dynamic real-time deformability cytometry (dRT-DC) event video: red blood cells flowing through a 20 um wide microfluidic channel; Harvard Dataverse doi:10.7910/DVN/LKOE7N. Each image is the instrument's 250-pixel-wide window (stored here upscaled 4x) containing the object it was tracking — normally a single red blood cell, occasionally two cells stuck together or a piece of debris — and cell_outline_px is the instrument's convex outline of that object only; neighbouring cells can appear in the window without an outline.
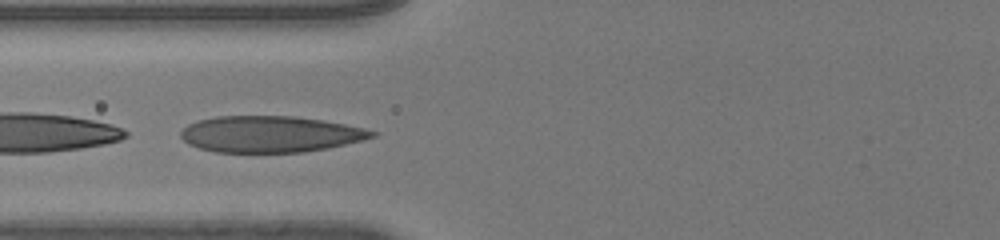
{"species": "human", "species_latin": "Homo sapiens", "temperature_condition": "room temperature", "stored_images_in_passage": 34, "camera_frame_rate_fps": 3000, "um_per_image_px": 0.085, "donor": {"sex": "male"}, "frame": {"image": 1, "passage_image": 7, "time_ms": 2.0, "image_size_px": [1000, 240], "cell_outline_px": [[376, 136], [328, 148], [304, 152], [216, 152], [200, 148], [188, 144], [180, 136], [180, 132], [188, 124], [200, 120], [216, 116], [296, 116], [344, 124], [364, 128], [376, 132]], "centroid_in_image_um": [22.94, 11.4], "position_along_channel_um": 102.9, "area_um2": 40.23}}
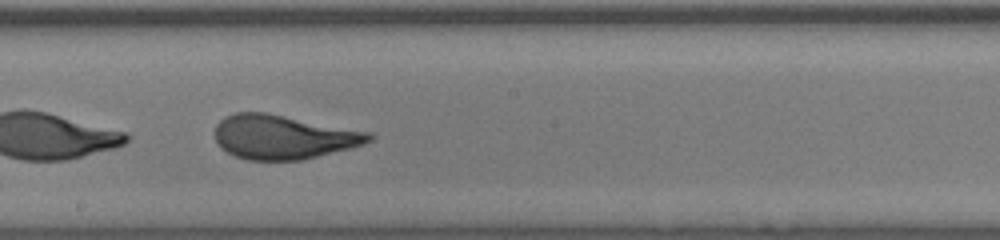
{"frame": {"image": 2, "passage_image": 16, "time_ms": 5.0, "image_size_px": [1000, 240], "cell_outline_px": [[372, 140], [364, 144], [304, 160], [248, 160], [236, 156], [228, 152], [216, 140], [216, 124], [224, 116], [236, 112], [264, 112], [372, 132]], "centroid_in_image_um": [24.1, 11.64], "position_along_channel_um": 224.1, "area_um2": 39.42}}
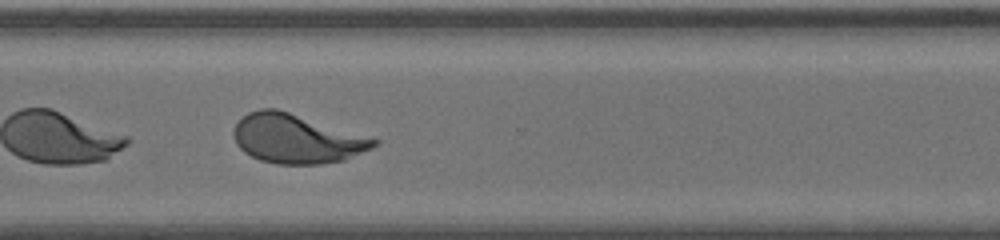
{"frame": {"image": 3, "passage_image": 25, "time_ms": 8.0, "image_size_px": [1000, 240], "cell_outline_px": [[380, 144], [372, 148], [344, 160], [320, 164], [276, 164], [260, 160], [244, 152], [236, 144], [232, 132], [236, 124], [248, 112], [260, 108], [276, 108], [380, 140]], "centroid_in_image_um": [25.2, 11.8], "position_along_channel_um": 345.4, "area_um2": 40.0}, "authors_computed_cell_mechanics": {"area_um2": 40.171, "velocity_mm_per_s": 4.044, "shape_relaxation_time_tau1_ms": 3.6662, "shape_relaxation_time_tau2_ms": null, "deformation_change_tau1": 0.1879, "deformation_change_tau2": null}}